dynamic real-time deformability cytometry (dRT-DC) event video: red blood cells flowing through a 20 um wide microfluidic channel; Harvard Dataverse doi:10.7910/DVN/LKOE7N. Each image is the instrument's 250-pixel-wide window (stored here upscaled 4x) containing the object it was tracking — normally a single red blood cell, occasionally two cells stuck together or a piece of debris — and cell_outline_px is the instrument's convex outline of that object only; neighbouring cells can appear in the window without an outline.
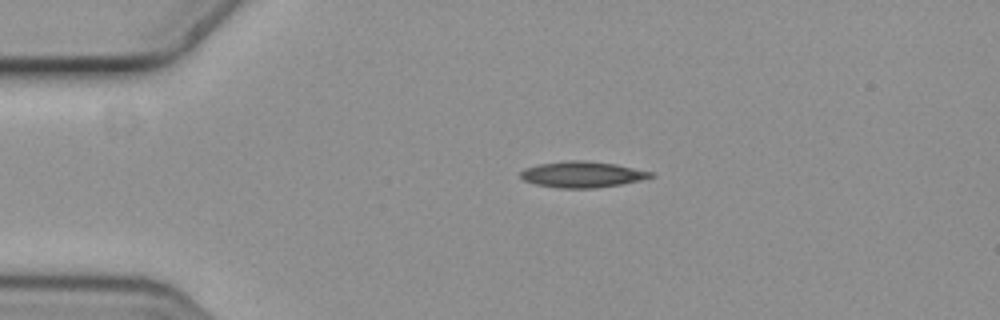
{"species": "common noctule bat (a hibernating species)", "species_latin": "Nyctalus noctula", "temperature_condition": "cold", "stored_images_in_passage": 3, "segment_of_instrument_passage": [1, 2], "camera_frame_rate_fps": 3000, "um_per_image_px": 0.085, "animal": {"sex": "female", "body_mass_g": 19.3, "forearm_length_mm": 54.1}, "frame": {"image": 1, "passage_image": 1, "time_ms": 0.0, "image_size_px": [1000, 320], "cell_outline_px": [[656, 176], [640, 180], [620, 184], [592, 188], [560, 188], [536, 184], [524, 180], [520, 176], [520, 172], [524, 168], [540, 164], [568, 160], [584, 160], [616, 164], [652, 172]], "centroid_in_image_um": [49.48, 14.82], "position_along_channel_um": 35.5, "area_um2": 19.59}}